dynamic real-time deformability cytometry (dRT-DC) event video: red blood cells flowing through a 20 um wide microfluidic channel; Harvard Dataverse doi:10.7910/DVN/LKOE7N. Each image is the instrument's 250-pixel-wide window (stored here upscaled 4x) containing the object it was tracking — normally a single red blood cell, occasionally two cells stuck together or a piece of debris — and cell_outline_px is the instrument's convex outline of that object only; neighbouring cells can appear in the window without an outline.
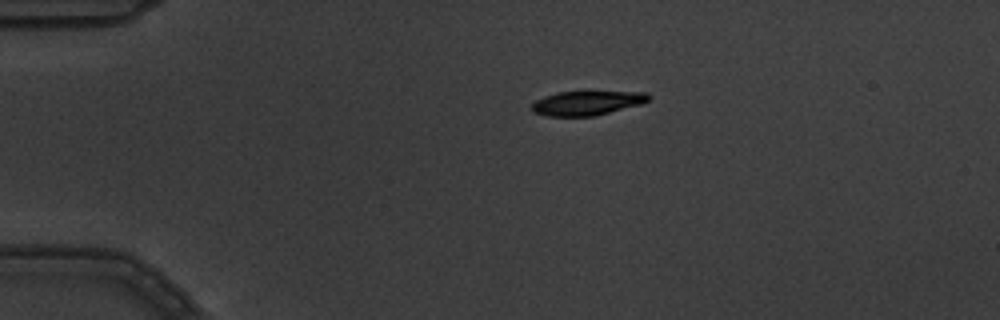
{"species": "common noctule bat (a hibernating species)", "species_latin": "Nyctalus noctula", "temperature_condition": "warm", "stored_images_in_passage": 5, "camera_frame_rate_fps": 3000, "um_per_image_px": 0.085, "animal": {"sex": "male", "body_mass_g": 19.5, "forearm_length_mm": 54.6}, "frame": {"image": 1, "passage_image": 1, "time_ms": 0.0, "image_size_px": [1000, 320], "cell_outline_px": [[652, 96], [648, 100], [640, 104], [592, 116], [548, 116], [532, 112], [532, 104], [536, 100], [544, 96], [556, 92], [648, 92]], "centroid_in_image_um": [49.87, 8.75], "position_along_channel_um": 35.1, "area_um2": 16.3}}
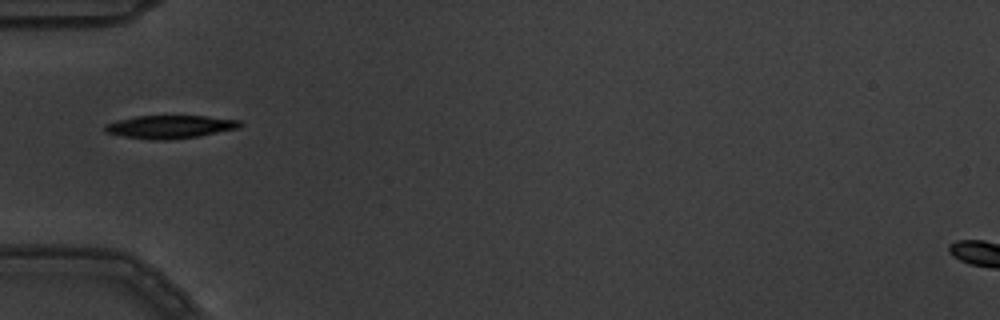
{"frame": {"image": 2, "passage_image": 3, "time_ms": 0.667, "image_size_px": [1000, 320], "cell_outline_px": [[244, 124], [240, 128], [200, 136], [168, 140], [148, 140], [124, 136], [104, 132], [104, 124], [116, 120], [136, 116], [204, 116], [240, 120]], "centroid_in_image_um": [14.45, 10.78], "position_along_channel_um": 70.5, "area_um2": 18.38}}